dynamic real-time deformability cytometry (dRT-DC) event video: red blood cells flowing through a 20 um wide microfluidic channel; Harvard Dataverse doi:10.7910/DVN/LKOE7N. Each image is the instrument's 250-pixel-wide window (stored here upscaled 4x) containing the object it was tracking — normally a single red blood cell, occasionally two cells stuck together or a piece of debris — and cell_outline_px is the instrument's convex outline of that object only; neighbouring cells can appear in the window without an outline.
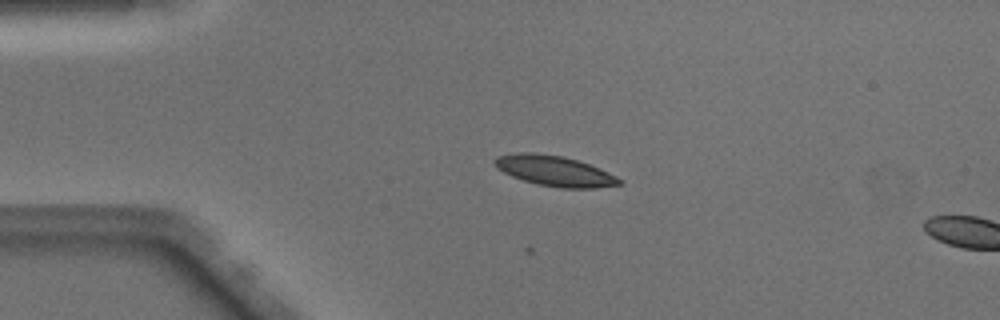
{"species": "Egyptian fruit bat (a non-hibernating species)", "species_latin": "Rousettus aegyptiacus", "temperature_condition": "warm", "stored_images_in_passage": 5, "camera_frame_rate_fps": 3000, "um_per_image_px": 0.085, "animal": {"sex": "male"}, "frame": {"image": 1, "passage_image": 2, "time_ms": 0.333, "image_size_px": [1000, 320], "cell_outline_px": [[624, 184], [596, 188], [560, 188], [536, 184], [512, 176], [496, 168], [492, 160], [496, 156], [516, 152], [532, 152], [564, 156], [588, 164], [608, 172], [624, 180]], "centroid_in_image_um": [47.13, 14.52], "position_along_channel_um": 37.9, "area_um2": 22.25}}